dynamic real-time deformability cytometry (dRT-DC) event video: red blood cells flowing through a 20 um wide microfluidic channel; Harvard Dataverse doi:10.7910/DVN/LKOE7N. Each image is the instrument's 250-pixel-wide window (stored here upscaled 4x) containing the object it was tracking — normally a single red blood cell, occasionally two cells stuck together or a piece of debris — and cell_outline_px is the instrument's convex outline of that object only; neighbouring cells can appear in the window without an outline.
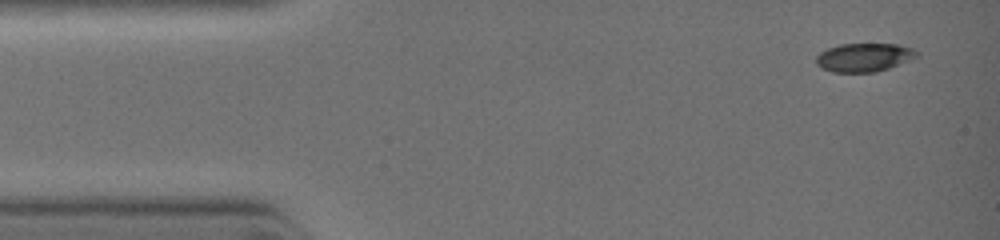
{"species": "common noctule bat (a hibernating species)", "species_latin": "Nyctalus noctula", "temperature_condition": "warm", "stored_images_in_passage": 20, "camera_frame_rate_fps": 3000, "um_per_image_px": 0.085, "animal": {"sex": "female", "body_mass_g": 19.0, "forearm_length_mm": 51.5}, "frame": {"image": 1, "passage_image": 1, "time_ms": 0.0, "image_size_px": [1000, 240], "cell_outline_px": [[920, 56], [888, 68], [876, 72], [832, 72], [820, 68], [816, 64], [816, 56], [820, 52], [828, 48], [840, 44], [896, 44], [912, 48]], "centroid_in_image_um": [73.41, 4.88], "position_along_channel_um": 11.6, "area_um2": 16.7}}
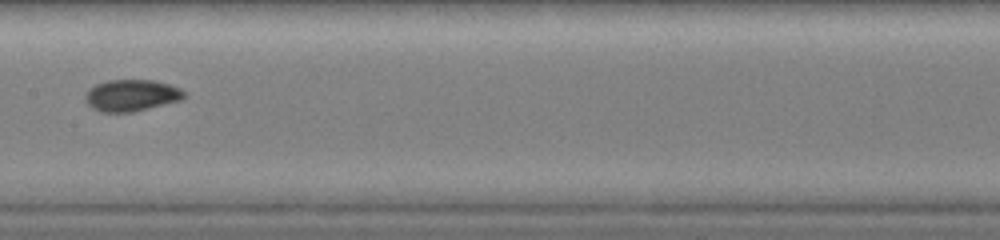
{"frame": {"image": 2, "passage_image": 9, "time_ms": 5.0, "image_size_px": [1000, 240], "cell_outline_px": [[184, 96], [180, 100], [132, 112], [100, 112], [92, 108], [84, 100], [84, 96], [96, 84], [108, 80], [152, 80], [168, 84], [180, 88], [184, 92]], "centroid_in_image_um": [11.14, 8.11], "position_along_channel_um": 196.3, "area_um2": 17.98}}
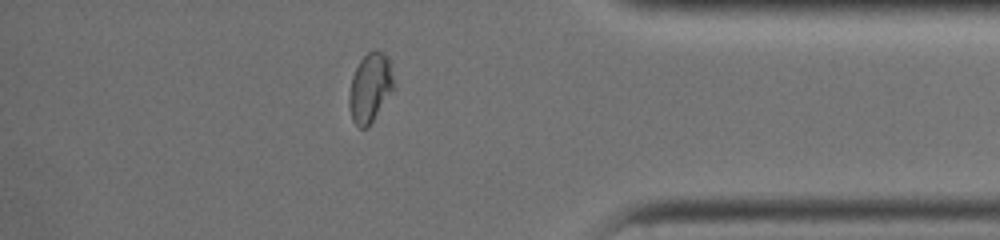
{"frame": {"image": 3, "passage_image": 16, "time_ms": 9.0, "image_size_px": [1000, 240], "cell_outline_px": [[392, 88], [368, 128], [360, 128], [352, 120], [348, 104], [348, 96], [352, 76], [360, 60], [368, 52], [380, 52], [388, 56], [392, 76]], "centroid_in_image_um": [31.4, 7.48], "position_along_channel_um": 403.8, "area_um2": 17.34}}